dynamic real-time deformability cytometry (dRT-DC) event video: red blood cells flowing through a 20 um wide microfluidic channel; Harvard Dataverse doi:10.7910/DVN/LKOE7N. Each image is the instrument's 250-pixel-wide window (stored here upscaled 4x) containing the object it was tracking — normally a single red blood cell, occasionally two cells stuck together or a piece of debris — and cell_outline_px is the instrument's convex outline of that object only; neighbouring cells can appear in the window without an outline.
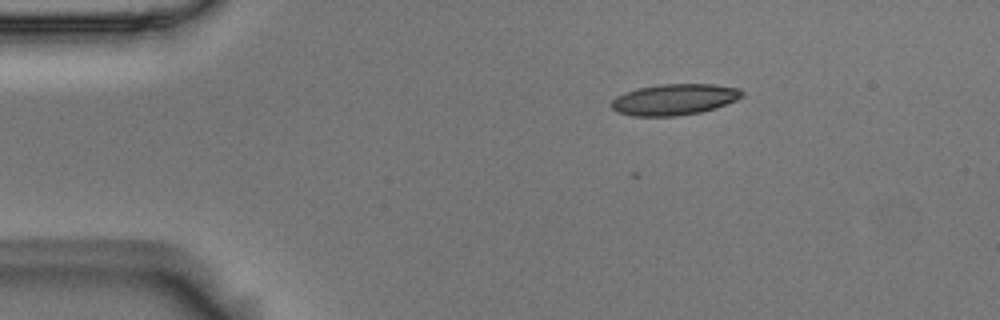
{"species": "Egyptian fruit bat (a non-hibernating species)", "species_latin": "Rousettus aegyptiacus", "temperature_condition": "room temperature", "stored_images_in_passage": 4, "camera_frame_rate_fps": 3000, "um_per_image_px": 0.085, "animal": {"sex": "male"}, "frame": {"image": 1, "passage_image": 1, "time_ms": 0.0, "image_size_px": [1000, 320], "cell_outline_px": [[744, 96], [736, 100], [700, 112], [676, 116], [632, 116], [616, 112], [612, 108], [612, 100], [616, 96], [624, 92], [636, 88], [660, 84], [712, 84], [740, 88], [744, 92]], "centroid_in_image_um": [57.29, 8.45], "position_along_channel_um": 27.7, "area_um2": 23.7}}